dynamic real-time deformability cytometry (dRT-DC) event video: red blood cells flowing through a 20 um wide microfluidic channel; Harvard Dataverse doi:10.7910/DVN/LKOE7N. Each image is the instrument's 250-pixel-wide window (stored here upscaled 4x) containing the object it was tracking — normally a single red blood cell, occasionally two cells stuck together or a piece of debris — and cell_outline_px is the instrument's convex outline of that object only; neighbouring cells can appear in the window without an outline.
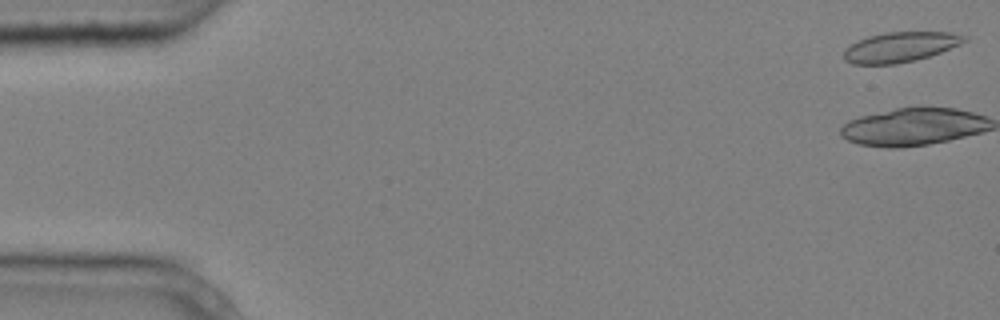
{"species": "common noctule bat (a hibernating species)", "species_latin": "Nyctalus noctula", "temperature_condition": "cold", "stored_images_in_passage": 5, "camera_frame_rate_fps": 3000, "um_per_image_px": 0.085, "animal": {"sex": "male", "body_mass_g": 20.4}, "frame": {"image": 1, "passage_image": 1, "time_ms": 0.0, "image_size_px": [1000, 320], "cell_outline_px": [[968, 40], [960, 44], [940, 52], [916, 60], [896, 64], [852, 64], [844, 60], [844, 52], [852, 44], [868, 36], [888, 32], [952, 32], [968, 36]], "centroid_in_image_um": [76.56, 4.0], "position_along_channel_um": 8.4, "area_um2": 20.92}}